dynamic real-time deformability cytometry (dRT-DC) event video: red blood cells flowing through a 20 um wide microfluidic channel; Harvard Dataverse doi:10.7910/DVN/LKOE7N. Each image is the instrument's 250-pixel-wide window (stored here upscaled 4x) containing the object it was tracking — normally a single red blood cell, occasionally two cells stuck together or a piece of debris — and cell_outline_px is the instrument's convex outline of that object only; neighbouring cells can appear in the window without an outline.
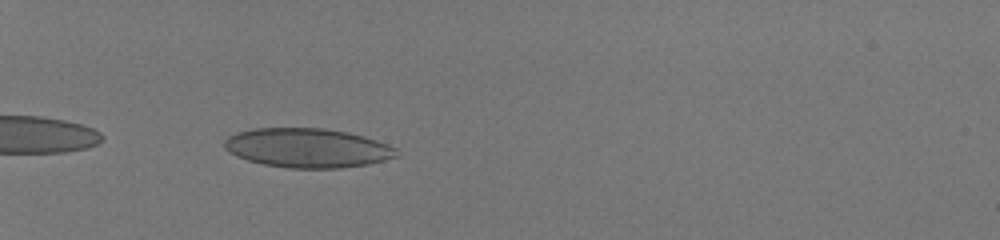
{"species": "human", "species_latin": "Homo sapiens", "temperature_condition": "room temperature", "stored_images_in_passage": 37, "camera_frame_rate_fps": 3000, "um_per_image_px": 0.085, "donor": {"sex": "male"}, "frame": {"image": 1, "passage_image": 3, "time_ms": 0.667, "image_size_px": [1000, 240], "cell_outline_px": [[400, 156], [368, 164], [340, 168], [288, 168], [264, 164], [248, 160], [236, 156], [228, 152], [224, 148], [224, 140], [228, 136], [236, 132], [252, 128], [324, 128], [348, 132], [364, 136], [388, 144], [396, 148]], "centroid_in_image_um": [26.13, 12.57], "position_along_channel_um": 58.9, "area_um2": 39.65}}
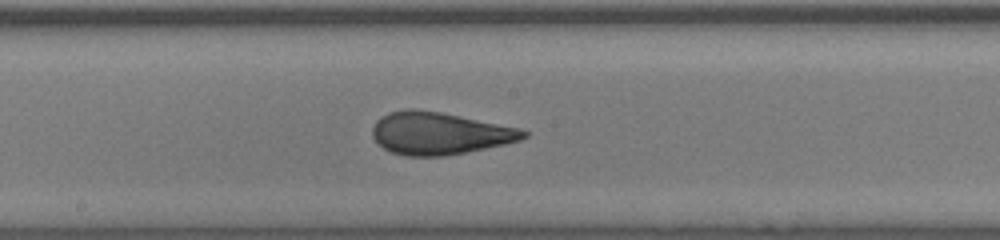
{"frame": {"image": 2, "passage_image": 17, "time_ms": 5.333, "image_size_px": [1000, 240], "cell_outline_px": [[528, 136], [520, 140], [504, 144], [444, 156], [404, 156], [392, 152], [384, 148], [372, 136], [372, 128], [376, 120], [380, 116], [388, 112], [404, 108], [412, 108], [440, 112], [520, 128], [528, 132]], "centroid_in_image_um": [37.31, 11.32], "position_along_channel_um": 210.9, "area_um2": 37.17}}
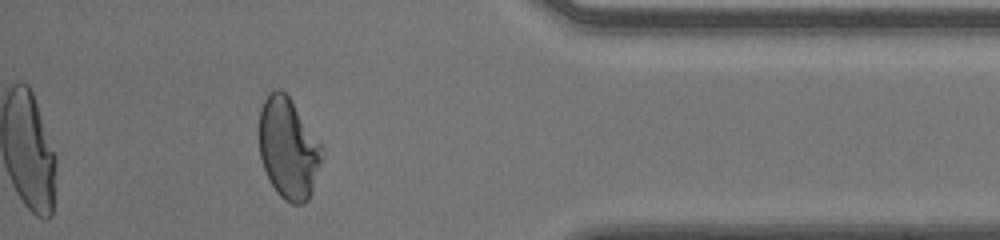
{"frame": {"image": 3, "passage_image": 33, "time_ms": 10.667, "image_size_px": [1000, 240], "cell_outline_px": [[324, 156], [312, 192], [308, 200], [304, 204], [292, 204], [284, 200], [276, 192], [268, 180], [260, 156], [260, 108], [264, 100], [276, 88], [280, 88], [288, 96], [324, 148]], "centroid_in_image_um": [24.53, 12.66], "position_along_channel_um": 410.7, "area_um2": 36.99}, "authors_computed_cell_mechanics": {"area_um2": 37.281, "velocity_mm_per_s": 4.0879, "shape_relaxation_time_tau1_ms": 6.6158, "shape_relaxation_time_tau2_ms": null, "deformation_change_tau1": 0.2225, "deformation_change_tau2": null}}